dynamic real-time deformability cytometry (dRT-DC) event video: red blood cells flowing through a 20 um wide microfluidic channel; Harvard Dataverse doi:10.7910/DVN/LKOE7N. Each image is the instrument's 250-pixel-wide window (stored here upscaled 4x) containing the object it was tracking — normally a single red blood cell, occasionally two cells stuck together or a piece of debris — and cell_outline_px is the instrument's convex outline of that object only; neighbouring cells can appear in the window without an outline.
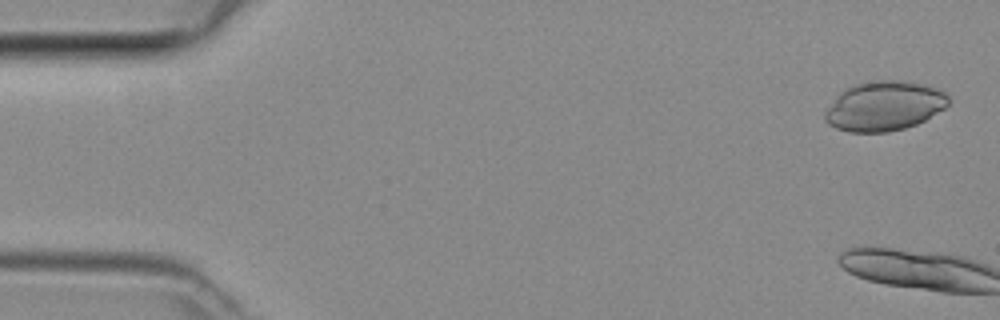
{"species": "common noctule bat (a hibernating species)", "species_latin": "Nyctalus noctula", "temperature_condition": "room temperature", "stored_images_in_passage": 4, "camera_frame_rate_fps": 3000, "um_per_image_px": 0.085, "animal": {"sex": "female", "body_mass_g": 29.2, "forearm_length_mm": 56.3}, "frame": {"image": 1, "passage_image": 1, "time_ms": 0.0, "image_size_px": [1000, 320], "cell_outline_px": [[948, 104], [944, 108], [924, 120], [916, 124], [904, 128], [888, 132], [848, 132], [836, 128], [828, 124], [824, 120], [824, 112], [840, 92], [844, 88], [856, 84], [876, 80], [896, 80], [920, 84], [936, 88], [944, 92], [948, 96]], "centroid_in_image_um": [75.12, 9.02], "position_along_channel_um": 9.9, "area_um2": 35.43}}